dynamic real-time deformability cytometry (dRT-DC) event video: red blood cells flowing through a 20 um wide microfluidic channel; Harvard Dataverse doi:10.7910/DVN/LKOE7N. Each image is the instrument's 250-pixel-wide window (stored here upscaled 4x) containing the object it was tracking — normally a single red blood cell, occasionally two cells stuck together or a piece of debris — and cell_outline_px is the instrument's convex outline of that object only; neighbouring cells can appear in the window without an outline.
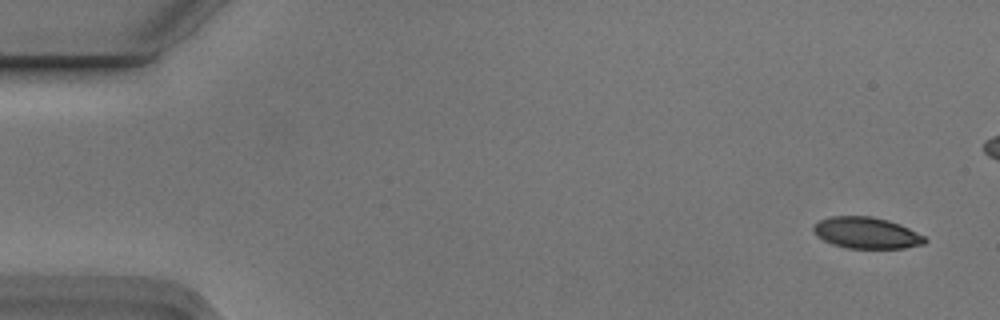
{"species": "Egyptian fruit bat (a non-hibernating species)", "species_latin": "Rousettus aegyptiacus", "temperature_condition": "cold", "stored_images_in_passage": 4, "camera_frame_rate_fps": 3000, "um_per_image_px": 0.085, "animal": {"sex": "male"}, "frame": {"image": 1, "passage_image": 1, "time_ms": 0.0, "image_size_px": [1000, 320], "cell_outline_px": [[928, 240], [924, 244], [904, 248], [844, 248], [832, 244], [816, 236], [812, 232], [812, 224], [820, 220], [832, 216], [872, 216], [888, 220], [900, 224], [924, 236]], "centroid_in_image_um": [73.61, 19.79], "position_along_channel_um": 11.4, "area_um2": 20.52}}